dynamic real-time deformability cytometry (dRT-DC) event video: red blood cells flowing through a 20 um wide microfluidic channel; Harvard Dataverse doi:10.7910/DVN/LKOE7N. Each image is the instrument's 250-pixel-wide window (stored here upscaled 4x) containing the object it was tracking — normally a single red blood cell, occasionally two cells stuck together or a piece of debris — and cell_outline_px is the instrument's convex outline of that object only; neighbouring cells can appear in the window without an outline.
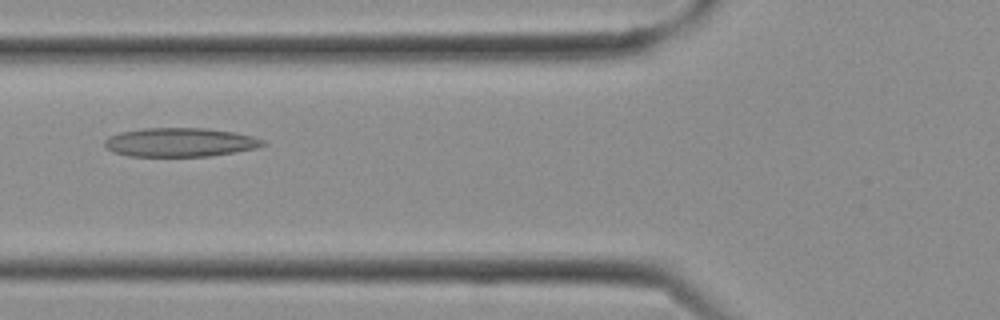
{"species": "Egyptian fruit bat (a non-hibernating species)", "species_latin": "Rousettus aegyptiacus", "temperature_condition": "cold", "stored_images_in_passage": 18, "camera_frame_rate_fps": 3000, "um_per_image_px": 0.085, "frame": {"image": 1, "passage_image": 10, "time_ms": 3.0, "image_size_px": [1000, 320], "cell_outline_px": [[268, 144], [256, 148], [208, 156], [128, 156], [112, 152], [104, 144], [104, 140], [108, 136], [120, 132], [144, 128], [208, 128], [236, 132], [252, 136], [264, 140]], "centroid_in_image_um": [15.3, 12.09], "position_along_channel_um": 110.5, "area_um2": 26.7}}
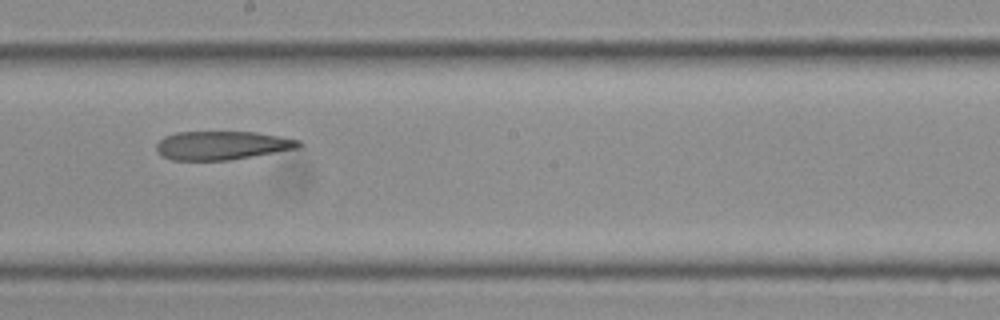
{"frame": {"image": 2, "passage_image": 15, "time_ms": 4.667, "image_size_px": [1000, 320], "cell_outline_px": [[304, 144], [300, 148], [228, 160], [172, 160], [160, 156], [156, 148], [156, 144], [164, 136], [176, 132], [256, 132], [280, 136], [300, 140]], "centroid_in_image_um": [18.88, 12.36], "position_along_channel_um": 229.3, "area_um2": 23.87}}
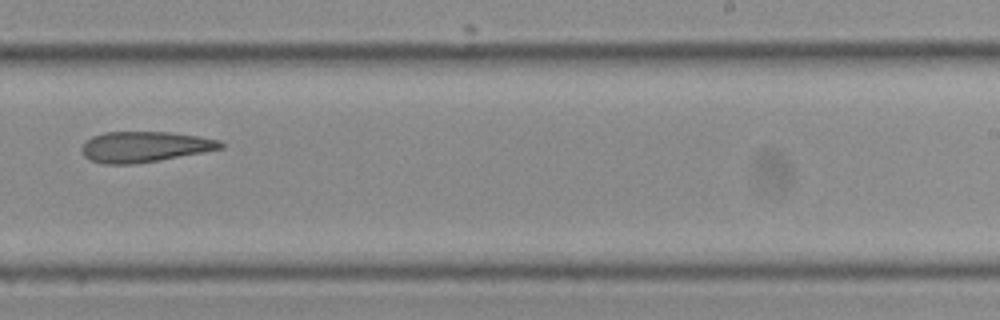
{"frame": {"image": 3, "passage_image": 17, "time_ms": 5.333, "image_size_px": [1000, 320], "cell_outline_px": [[224, 148], [204, 152], [136, 164], [104, 164], [88, 160], [84, 156], [80, 148], [92, 136], [104, 132], [168, 132], [196, 136], [220, 140], [224, 144]], "centroid_in_image_um": [12.27, 12.48], "position_along_channel_um": 276.7, "area_um2": 24.8}}